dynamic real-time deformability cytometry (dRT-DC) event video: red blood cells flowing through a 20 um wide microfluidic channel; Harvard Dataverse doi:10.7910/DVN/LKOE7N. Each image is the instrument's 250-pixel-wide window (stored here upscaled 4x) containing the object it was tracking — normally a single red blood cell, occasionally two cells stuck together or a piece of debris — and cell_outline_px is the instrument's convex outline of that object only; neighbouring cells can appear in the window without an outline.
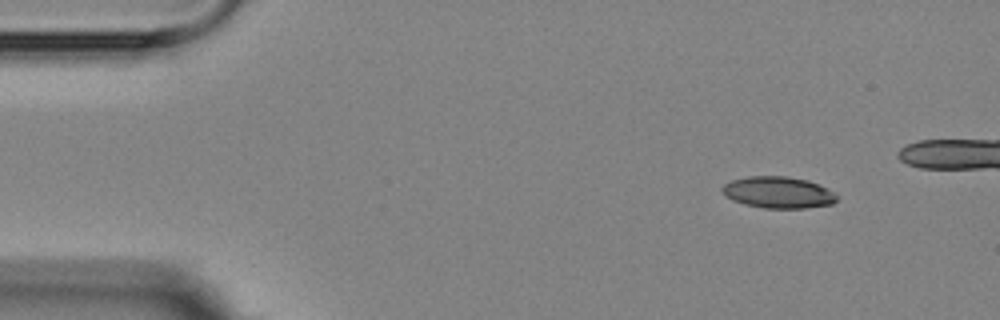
{"species": "Egyptian fruit bat (a non-hibernating species)", "species_latin": "Rousettus aegyptiacus", "temperature_condition": "room temperature", "stored_images_in_passage": 4, "camera_frame_rate_fps": 3000, "um_per_image_px": 0.085, "animal": {"sex": "female"}, "frame": {"image": 1, "passage_image": 1, "time_ms": 0.0, "image_size_px": [1000, 320], "cell_outline_px": [[840, 196], [832, 204], [804, 208], [764, 208], [744, 204], [732, 200], [724, 196], [720, 192], [720, 188], [724, 184], [732, 180], [748, 176], [788, 176], [808, 180], [828, 188], [836, 192]], "centroid_in_image_um": [66.15, 16.35], "position_along_channel_um": 18.9, "area_um2": 21.44}}